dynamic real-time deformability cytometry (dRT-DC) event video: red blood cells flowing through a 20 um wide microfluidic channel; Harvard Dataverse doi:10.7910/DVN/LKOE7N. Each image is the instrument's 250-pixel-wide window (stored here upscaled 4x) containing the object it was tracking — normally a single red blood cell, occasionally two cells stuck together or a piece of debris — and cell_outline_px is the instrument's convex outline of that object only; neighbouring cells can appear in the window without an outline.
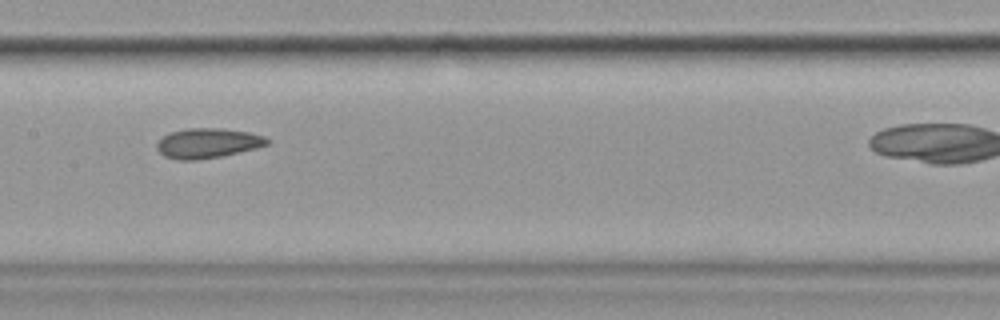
{"species": "common noctule bat (a hibernating species)", "species_latin": "Nyctalus noctula", "temperature_condition": "cold", "stored_images_in_passage": 10, "camera_frame_rate_fps": 3000, "um_per_image_px": 0.085, "animal": {"sex": "female", "body_mass_g": 19.9}, "frame": {"image": 1, "passage_image": 7, "time_ms": 7.667, "image_size_px": [1000, 320], "cell_outline_px": [[272, 140], [268, 144], [256, 148], [240, 152], [220, 156], [196, 160], [176, 160], [164, 156], [156, 148], [156, 144], [164, 136], [172, 132], [188, 128], [224, 128], [248, 132], [264, 136]], "centroid_in_image_um": [17.67, 12.17], "position_along_channel_um": 189.7, "area_um2": 19.19}}
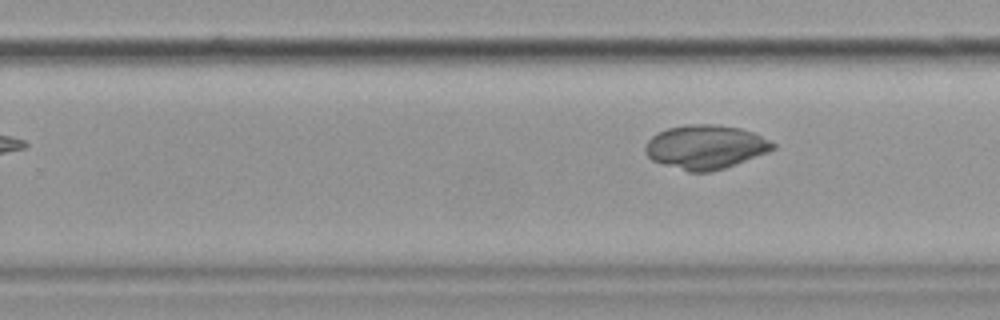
{"frame": {"image": 2, "passage_image": 10, "time_ms": 11.667, "image_size_px": [1000, 320], "cell_outline_px": [[776, 148], [768, 152], [736, 164], [712, 172], [688, 172], [660, 164], [652, 160], [644, 152], [644, 148], [648, 140], [652, 136], [668, 128], [688, 124], [716, 124], [740, 128], [752, 132], [772, 140], [776, 144]], "centroid_in_image_um": [59.97, 12.5], "position_along_channel_um": 269.8, "area_um2": 32.95}}